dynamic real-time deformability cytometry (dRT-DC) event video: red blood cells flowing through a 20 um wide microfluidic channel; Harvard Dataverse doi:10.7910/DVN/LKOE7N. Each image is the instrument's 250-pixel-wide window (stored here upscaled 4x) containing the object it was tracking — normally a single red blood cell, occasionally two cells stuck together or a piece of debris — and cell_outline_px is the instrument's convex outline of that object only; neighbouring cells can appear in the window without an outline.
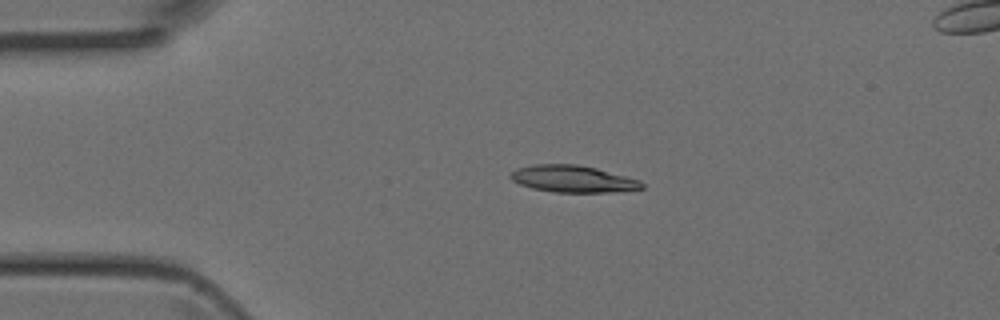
{"species": "Egyptian fruit bat (a non-hibernating species)", "species_latin": "Rousettus aegyptiacus", "temperature_condition": "room temperature", "stored_images_in_passage": 4, "camera_frame_rate_fps": 3000, "um_per_image_px": 0.085, "animal": {"sex": "female"}, "frame": {"image": 1, "passage_image": 2, "time_ms": 0.333, "image_size_px": [1000, 320], "cell_outline_px": [[644, 188], [608, 192], [556, 192], [532, 188], [520, 184], [512, 180], [508, 176], [516, 168], [532, 164], [576, 164], [596, 168], [640, 180], [644, 184]], "centroid_in_image_um": [48.66, 15.2], "position_along_channel_um": 36.3, "area_um2": 20.46}}